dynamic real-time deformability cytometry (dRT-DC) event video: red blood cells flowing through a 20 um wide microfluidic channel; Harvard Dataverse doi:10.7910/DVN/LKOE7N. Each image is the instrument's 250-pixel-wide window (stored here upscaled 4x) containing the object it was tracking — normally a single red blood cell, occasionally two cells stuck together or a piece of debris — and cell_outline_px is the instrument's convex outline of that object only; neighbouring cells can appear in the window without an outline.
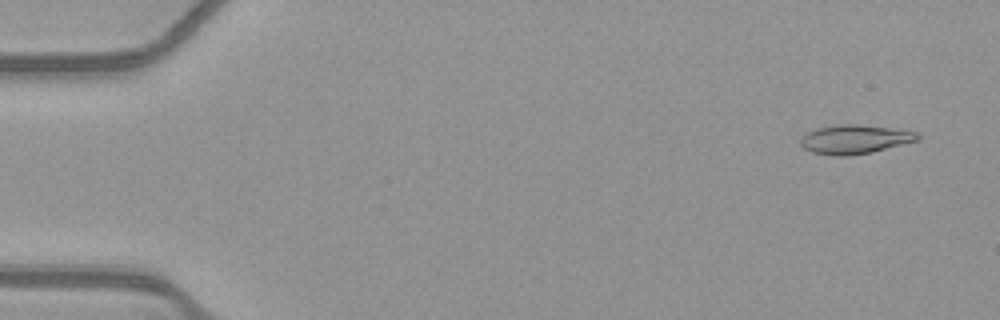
{"species": "common noctule bat (a hibernating species)", "species_latin": "Nyctalus noctula", "temperature_condition": "warm", "stored_images_in_passage": 53, "camera_frame_rate_fps": 3000, "um_per_image_px": 0.085, "animal": {"sex": "female", "body_mass_g": 21.9}, "frame": {"image": 1, "passage_image": 3, "time_ms": 0.667, "image_size_px": [1000, 320], "cell_outline_px": [[920, 140], [872, 152], [844, 156], [832, 156], [812, 152], [804, 148], [800, 144], [800, 140], [808, 132], [816, 128], [836, 124], [860, 124], [892, 128], [916, 132], [920, 136]], "centroid_in_image_um": [72.66, 11.84], "position_along_channel_um": 12.3, "area_um2": 19.83}}
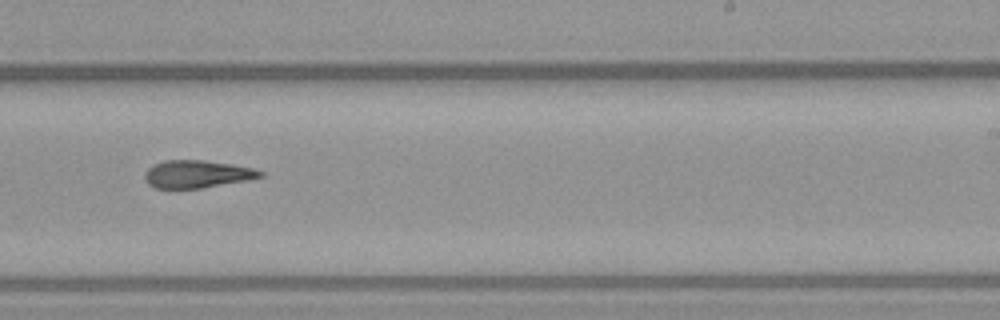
{"frame": {"image": 2, "passage_image": 33, "time_ms": 10.667, "image_size_px": [1000, 320], "cell_outline_px": [[264, 176], [248, 180], [204, 188], [156, 188], [148, 184], [144, 180], [144, 172], [148, 168], [164, 160], [204, 160], [232, 164], [252, 168], [264, 172]], "centroid_in_image_um": [16.75, 14.8], "position_along_channel_um": 272.3, "area_um2": 18.67}}
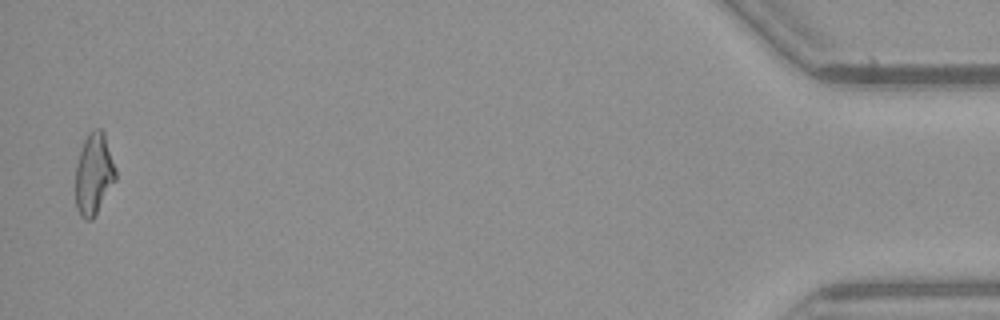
{"frame": {"image": 3, "passage_image": 52, "time_ms": 17.0, "image_size_px": [1000, 320], "cell_outline_px": [[116, 180], [92, 220], [84, 220], [80, 216], [76, 208], [76, 164], [84, 140], [88, 132], [92, 128], [100, 128], [104, 132], [116, 168]], "centroid_in_image_um": [7.98, 14.78], "position_along_channel_um": 427.2, "area_um2": 19.19}}